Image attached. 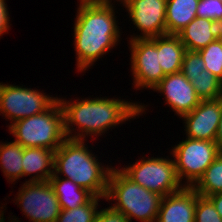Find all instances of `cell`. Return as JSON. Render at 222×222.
Returning <instances> with one entry per match:
<instances>
[{"label":"cell","mask_w":222,"mask_h":222,"mask_svg":"<svg viewBox=\"0 0 222 222\" xmlns=\"http://www.w3.org/2000/svg\"><path fill=\"white\" fill-rule=\"evenodd\" d=\"M64 113V132L67 139L84 140L86 135L98 136L128 119H133L145 110L144 105L124 101L123 99L97 97L74 101L58 98ZM74 125V126H72ZM78 128L75 135L73 127ZM72 126V128H71ZM80 129V130H79ZM80 132V133H79ZM71 134V135H70Z\"/></svg>","instance_id":"6da1fadb"},{"label":"cell","mask_w":222,"mask_h":222,"mask_svg":"<svg viewBox=\"0 0 222 222\" xmlns=\"http://www.w3.org/2000/svg\"><path fill=\"white\" fill-rule=\"evenodd\" d=\"M114 10L113 5L80 2L74 24L78 72L85 71L118 45L121 34Z\"/></svg>","instance_id":"7a4b0ae2"},{"label":"cell","mask_w":222,"mask_h":222,"mask_svg":"<svg viewBox=\"0 0 222 222\" xmlns=\"http://www.w3.org/2000/svg\"><path fill=\"white\" fill-rule=\"evenodd\" d=\"M86 140L66 139L54 153V174H63L94 196L105 197L112 167L104 168L92 154Z\"/></svg>","instance_id":"3957f363"},{"label":"cell","mask_w":222,"mask_h":222,"mask_svg":"<svg viewBox=\"0 0 222 222\" xmlns=\"http://www.w3.org/2000/svg\"><path fill=\"white\" fill-rule=\"evenodd\" d=\"M104 199L116 200L117 203L110 207L124 214L129 222L133 218L141 222H156L162 196L134 183L121 169L112 167Z\"/></svg>","instance_id":"277c9868"},{"label":"cell","mask_w":222,"mask_h":222,"mask_svg":"<svg viewBox=\"0 0 222 222\" xmlns=\"http://www.w3.org/2000/svg\"><path fill=\"white\" fill-rule=\"evenodd\" d=\"M15 142L23 148L41 147L56 151L67 139L64 113L57 99L46 111L15 121L9 125Z\"/></svg>","instance_id":"5b68a950"},{"label":"cell","mask_w":222,"mask_h":222,"mask_svg":"<svg viewBox=\"0 0 222 222\" xmlns=\"http://www.w3.org/2000/svg\"><path fill=\"white\" fill-rule=\"evenodd\" d=\"M125 167L121 171L134 183L162 197L178 192L185 186L178 179L174 159L143 158Z\"/></svg>","instance_id":"8992f818"},{"label":"cell","mask_w":222,"mask_h":222,"mask_svg":"<svg viewBox=\"0 0 222 222\" xmlns=\"http://www.w3.org/2000/svg\"><path fill=\"white\" fill-rule=\"evenodd\" d=\"M221 151L215 141L186 138L171 151L179 181L192 187Z\"/></svg>","instance_id":"52a82bcc"},{"label":"cell","mask_w":222,"mask_h":222,"mask_svg":"<svg viewBox=\"0 0 222 222\" xmlns=\"http://www.w3.org/2000/svg\"><path fill=\"white\" fill-rule=\"evenodd\" d=\"M57 99L38 89L0 83V112L11 124L46 111Z\"/></svg>","instance_id":"ba28073f"},{"label":"cell","mask_w":222,"mask_h":222,"mask_svg":"<svg viewBox=\"0 0 222 222\" xmlns=\"http://www.w3.org/2000/svg\"><path fill=\"white\" fill-rule=\"evenodd\" d=\"M32 222H56L61 208L49 181H26L15 200Z\"/></svg>","instance_id":"9c48e42d"},{"label":"cell","mask_w":222,"mask_h":222,"mask_svg":"<svg viewBox=\"0 0 222 222\" xmlns=\"http://www.w3.org/2000/svg\"><path fill=\"white\" fill-rule=\"evenodd\" d=\"M131 72L135 88L154 89L166 76L159 64L156 44L150 39H130Z\"/></svg>","instance_id":"30bf717a"},{"label":"cell","mask_w":222,"mask_h":222,"mask_svg":"<svg viewBox=\"0 0 222 222\" xmlns=\"http://www.w3.org/2000/svg\"><path fill=\"white\" fill-rule=\"evenodd\" d=\"M167 0H130L125 8L142 35L130 39H148L166 34Z\"/></svg>","instance_id":"8fae6325"},{"label":"cell","mask_w":222,"mask_h":222,"mask_svg":"<svg viewBox=\"0 0 222 222\" xmlns=\"http://www.w3.org/2000/svg\"><path fill=\"white\" fill-rule=\"evenodd\" d=\"M222 113V98L201 100L199 105L181 118L186 136L191 139L215 141Z\"/></svg>","instance_id":"7c38bea8"},{"label":"cell","mask_w":222,"mask_h":222,"mask_svg":"<svg viewBox=\"0 0 222 222\" xmlns=\"http://www.w3.org/2000/svg\"><path fill=\"white\" fill-rule=\"evenodd\" d=\"M153 90L164 94L169 107L180 117L191 112L201 101L192 83L181 71L166 75Z\"/></svg>","instance_id":"4fadbf2b"},{"label":"cell","mask_w":222,"mask_h":222,"mask_svg":"<svg viewBox=\"0 0 222 222\" xmlns=\"http://www.w3.org/2000/svg\"><path fill=\"white\" fill-rule=\"evenodd\" d=\"M197 192L184 186L162 197L156 222H194Z\"/></svg>","instance_id":"5bb4252c"},{"label":"cell","mask_w":222,"mask_h":222,"mask_svg":"<svg viewBox=\"0 0 222 222\" xmlns=\"http://www.w3.org/2000/svg\"><path fill=\"white\" fill-rule=\"evenodd\" d=\"M55 151L41 147H26L23 149V177L30 176L28 181H49L54 174ZM52 169V170H51Z\"/></svg>","instance_id":"9a60e30c"},{"label":"cell","mask_w":222,"mask_h":222,"mask_svg":"<svg viewBox=\"0 0 222 222\" xmlns=\"http://www.w3.org/2000/svg\"><path fill=\"white\" fill-rule=\"evenodd\" d=\"M150 39L157 46L159 64L164 74L180 72L186 48L179 36L165 34Z\"/></svg>","instance_id":"2e32d148"},{"label":"cell","mask_w":222,"mask_h":222,"mask_svg":"<svg viewBox=\"0 0 222 222\" xmlns=\"http://www.w3.org/2000/svg\"><path fill=\"white\" fill-rule=\"evenodd\" d=\"M55 195L58 197L62 210L74 209L86 204L94 195L87 189L80 187L70 179H61L59 175H52L49 179Z\"/></svg>","instance_id":"e0dca14e"},{"label":"cell","mask_w":222,"mask_h":222,"mask_svg":"<svg viewBox=\"0 0 222 222\" xmlns=\"http://www.w3.org/2000/svg\"><path fill=\"white\" fill-rule=\"evenodd\" d=\"M199 0H167L166 34L177 35L197 17Z\"/></svg>","instance_id":"ac0fdd59"},{"label":"cell","mask_w":222,"mask_h":222,"mask_svg":"<svg viewBox=\"0 0 222 222\" xmlns=\"http://www.w3.org/2000/svg\"><path fill=\"white\" fill-rule=\"evenodd\" d=\"M212 20L196 17L177 35L188 51H199L216 41L210 28Z\"/></svg>","instance_id":"d6986e66"},{"label":"cell","mask_w":222,"mask_h":222,"mask_svg":"<svg viewBox=\"0 0 222 222\" xmlns=\"http://www.w3.org/2000/svg\"><path fill=\"white\" fill-rule=\"evenodd\" d=\"M23 147L13 141L0 144V166L11 183L23 177Z\"/></svg>","instance_id":"ffe728a7"},{"label":"cell","mask_w":222,"mask_h":222,"mask_svg":"<svg viewBox=\"0 0 222 222\" xmlns=\"http://www.w3.org/2000/svg\"><path fill=\"white\" fill-rule=\"evenodd\" d=\"M201 196L208 197L222 192V152L192 186Z\"/></svg>","instance_id":"44dd1931"},{"label":"cell","mask_w":222,"mask_h":222,"mask_svg":"<svg viewBox=\"0 0 222 222\" xmlns=\"http://www.w3.org/2000/svg\"><path fill=\"white\" fill-rule=\"evenodd\" d=\"M193 85L201 100L222 98V81L207 70L196 76H185Z\"/></svg>","instance_id":"7402d4cb"},{"label":"cell","mask_w":222,"mask_h":222,"mask_svg":"<svg viewBox=\"0 0 222 222\" xmlns=\"http://www.w3.org/2000/svg\"><path fill=\"white\" fill-rule=\"evenodd\" d=\"M105 197L93 196L86 204L74 209L62 210L56 222H95L98 201Z\"/></svg>","instance_id":"603a6c76"},{"label":"cell","mask_w":222,"mask_h":222,"mask_svg":"<svg viewBox=\"0 0 222 222\" xmlns=\"http://www.w3.org/2000/svg\"><path fill=\"white\" fill-rule=\"evenodd\" d=\"M198 52L204 61L205 70L222 81V40L209 43Z\"/></svg>","instance_id":"cb8c5ba5"},{"label":"cell","mask_w":222,"mask_h":222,"mask_svg":"<svg viewBox=\"0 0 222 222\" xmlns=\"http://www.w3.org/2000/svg\"><path fill=\"white\" fill-rule=\"evenodd\" d=\"M194 222H222L218 211L208 197L197 193Z\"/></svg>","instance_id":"d4e9b609"},{"label":"cell","mask_w":222,"mask_h":222,"mask_svg":"<svg viewBox=\"0 0 222 222\" xmlns=\"http://www.w3.org/2000/svg\"><path fill=\"white\" fill-rule=\"evenodd\" d=\"M205 70L204 61L198 51H188L184 53L181 72L184 76H196Z\"/></svg>","instance_id":"484cf974"},{"label":"cell","mask_w":222,"mask_h":222,"mask_svg":"<svg viewBox=\"0 0 222 222\" xmlns=\"http://www.w3.org/2000/svg\"><path fill=\"white\" fill-rule=\"evenodd\" d=\"M197 17L212 21L222 19V2L220 0H199Z\"/></svg>","instance_id":"4316f807"},{"label":"cell","mask_w":222,"mask_h":222,"mask_svg":"<svg viewBox=\"0 0 222 222\" xmlns=\"http://www.w3.org/2000/svg\"><path fill=\"white\" fill-rule=\"evenodd\" d=\"M95 222H129L128 218L111 207L98 211Z\"/></svg>","instance_id":"83f0119b"},{"label":"cell","mask_w":222,"mask_h":222,"mask_svg":"<svg viewBox=\"0 0 222 222\" xmlns=\"http://www.w3.org/2000/svg\"><path fill=\"white\" fill-rule=\"evenodd\" d=\"M5 0H0V36H2L6 31H8L10 25V17H9V12L6 6Z\"/></svg>","instance_id":"f1b7e54d"},{"label":"cell","mask_w":222,"mask_h":222,"mask_svg":"<svg viewBox=\"0 0 222 222\" xmlns=\"http://www.w3.org/2000/svg\"><path fill=\"white\" fill-rule=\"evenodd\" d=\"M210 30L216 40H222V19L212 21Z\"/></svg>","instance_id":"f546056e"},{"label":"cell","mask_w":222,"mask_h":222,"mask_svg":"<svg viewBox=\"0 0 222 222\" xmlns=\"http://www.w3.org/2000/svg\"><path fill=\"white\" fill-rule=\"evenodd\" d=\"M208 198L212 201L220 217L222 218V192L208 196Z\"/></svg>","instance_id":"4dcf8cb0"},{"label":"cell","mask_w":222,"mask_h":222,"mask_svg":"<svg viewBox=\"0 0 222 222\" xmlns=\"http://www.w3.org/2000/svg\"><path fill=\"white\" fill-rule=\"evenodd\" d=\"M215 142L218 145L219 150L222 152V113H221V118H220L218 130H217Z\"/></svg>","instance_id":"1f68e13d"},{"label":"cell","mask_w":222,"mask_h":222,"mask_svg":"<svg viewBox=\"0 0 222 222\" xmlns=\"http://www.w3.org/2000/svg\"><path fill=\"white\" fill-rule=\"evenodd\" d=\"M116 1H121V3H123V6H125L130 0H116ZM112 0H92L91 3H94V4H99V5H108V6H111V5H114L111 3Z\"/></svg>","instance_id":"d6a6232c"},{"label":"cell","mask_w":222,"mask_h":222,"mask_svg":"<svg viewBox=\"0 0 222 222\" xmlns=\"http://www.w3.org/2000/svg\"><path fill=\"white\" fill-rule=\"evenodd\" d=\"M2 212L3 210L1 211L0 209V222H5L4 214Z\"/></svg>","instance_id":"836d02e7"},{"label":"cell","mask_w":222,"mask_h":222,"mask_svg":"<svg viewBox=\"0 0 222 222\" xmlns=\"http://www.w3.org/2000/svg\"><path fill=\"white\" fill-rule=\"evenodd\" d=\"M92 0H80V2H91Z\"/></svg>","instance_id":"e575fe53"},{"label":"cell","mask_w":222,"mask_h":222,"mask_svg":"<svg viewBox=\"0 0 222 222\" xmlns=\"http://www.w3.org/2000/svg\"><path fill=\"white\" fill-rule=\"evenodd\" d=\"M17 218H14L13 220H11V222H18L19 220H16Z\"/></svg>","instance_id":"d590c367"}]
</instances>
